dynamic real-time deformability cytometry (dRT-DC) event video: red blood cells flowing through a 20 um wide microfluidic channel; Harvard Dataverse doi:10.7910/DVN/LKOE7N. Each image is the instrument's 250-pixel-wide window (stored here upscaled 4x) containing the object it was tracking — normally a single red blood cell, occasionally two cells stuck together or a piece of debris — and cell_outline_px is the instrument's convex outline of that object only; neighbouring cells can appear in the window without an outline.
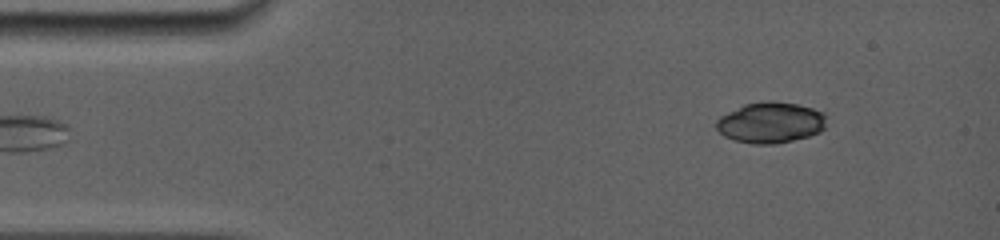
{"species": "common noctule bat (a hibernating species)", "species_latin": "Nyctalus noctula", "temperature_condition": "room temperature", "stored_images_in_passage": 2, "camera_frame_rate_fps": 5000, "um_per_image_px": 0.085, "animal": {"sex": "female", "body_mass_g": 19.0, "forearm_length_mm": 56.7}, "frame": {"image": 1, "passage_image": 2, "time_ms": 1.0, "image_size_px": [1000, 240], "cell_outline_px": [[824, 128], [820, 132], [808, 136], [776, 144], [752, 144], [732, 140], [724, 136], [716, 128], [716, 120], [720, 116], [744, 104], [768, 100], [772, 100], [796, 104], [812, 108], [824, 112]], "centroid_in_image_um": [65.47, 10.42], "position_along_channel_um": 19.5, "area_um2": 26.3}}